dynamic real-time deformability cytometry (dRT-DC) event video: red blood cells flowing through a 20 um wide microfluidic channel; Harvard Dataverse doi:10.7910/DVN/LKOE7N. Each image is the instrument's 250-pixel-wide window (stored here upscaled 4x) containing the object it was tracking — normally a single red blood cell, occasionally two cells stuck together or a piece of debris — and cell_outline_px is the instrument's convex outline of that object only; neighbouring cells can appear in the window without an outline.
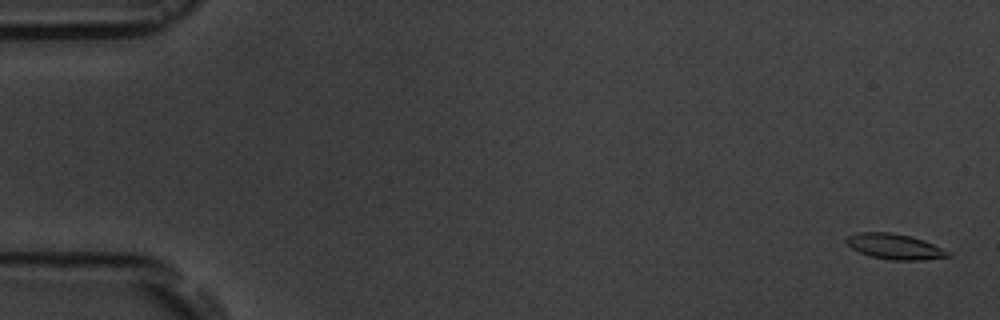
{"species": "common noctule bat (a hibernating species)", "species_latin": "Nyctalus noctula", "temperature_condition": "room temperature", "stored_images_in_passage": 13, "camera_frame_rate_fps": 3000, "um_per_image_px": 0.085, "animal": {"sex": "male", "body_mass_g": 19.5, "forearm_length_mm": 54.6}, "frame": {"image": 1, "passage_image": 1, "time_ms": 0.0, "image_size_px": [1000, 320], "cell_outline_px": [[952, 256], [920, 260], [892, 260], [868, 256], [852, 248], [844, 240], [848, 236], [860, 232], [892, 232], [912, 236], [952, 252]], "centroid_in_image_um": [76.06, 20.95], "position_along_channel_um": 8.9, "area_um2": 15.09}}
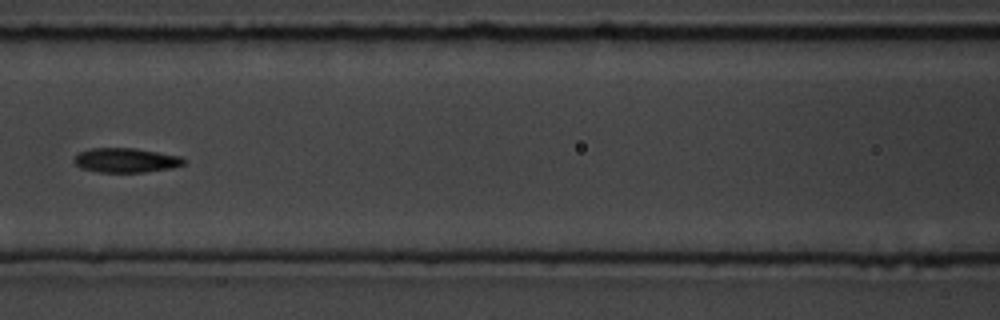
{"frame": {"image": 2, "passage_image": 7, "time_ms": 8.0, "image_size_px": [1000, 320], "cell_outline_px": [[184, 164], [172, 168], [144, 172], [96, 172], [80, 168], [72, 160], [80, 152], [92, 148], [136, 148], [180, 156], [184, 160]], "centroid_in_image_um": [10.68, 13.62], "position_along_channel_um": 155.9, "area_um2": 15.61}}
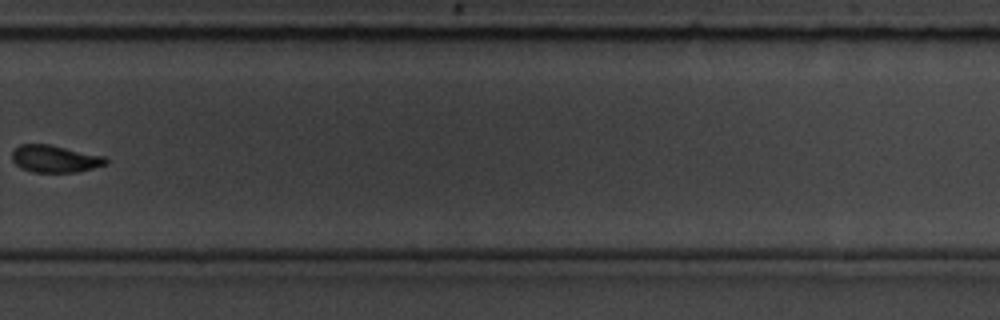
{"frame": {"image": 3, "passage_image": 11, "time_ms": 12.667, "image_size_px": [1000, 320], "cell_outline_px": [[108, 164], [76, 172], [32, 172], [20, 168], [12, 160], [12, 152], [20, 144], [48, 144], [104, 156], [108, 160]], "centroid_in_image_um": [4.66, 13.5], "position_along_channel_um": 325.1, "area_um2": 14.8}}